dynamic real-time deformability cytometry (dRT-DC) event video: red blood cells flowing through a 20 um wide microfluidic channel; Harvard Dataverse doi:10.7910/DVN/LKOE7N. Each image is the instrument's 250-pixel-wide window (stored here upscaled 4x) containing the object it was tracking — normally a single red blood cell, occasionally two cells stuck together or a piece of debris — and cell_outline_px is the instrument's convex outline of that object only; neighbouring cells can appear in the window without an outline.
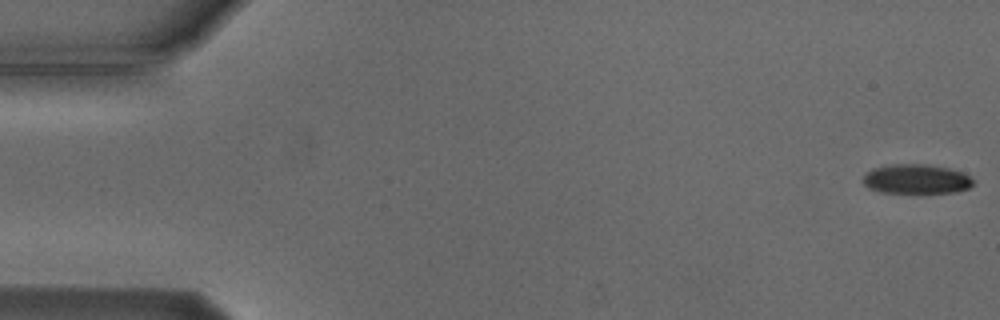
{"species": "Egyptian fruit bat (a non-hibernating species)", "species_latin": "Rousettus aegyptiacus", "temperature_condition": "cold", "stored_images_in_passage": 5, "camera_frame_rate_fps": 3000, "um_per_image_px": 0.085, "animal": {"sex": "male"}, "frame": {"image": 1, "passage_image": 1, "time_ms": 0.0, "image_size_px": [1000, 320], "cell_outline_px": [[972, 184], [968, 188], [956, 192], [880, 192], [868, 188], [864, 184], [864, 172], [872, 168], [892, 164], [928, 164], [948, 168], [960, 172], [968, 176], [972, 180]], "centroid_in_image_um": [77.83, 15.21], "position_along_channel_um": 7.2, "area_um2": 18.73}}
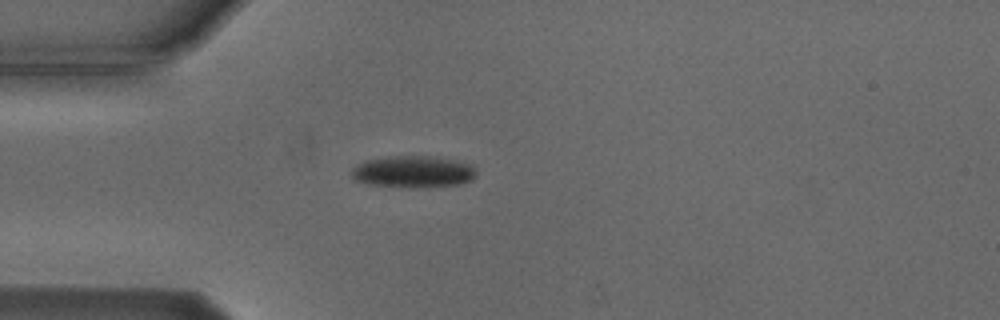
{"frame": {"image": 2, "passage_image": 5, "time_ms": 4.667, "image_size_px": [1000, 320], "cell_outline_px": [[476, 176], [472, 180], [460, 184], [368, 184], [356, 180], [352, 176], [352, 168], [364, 160], [388, 156], [432, 156], [456, 160], [472, 164], [476, 172]], "centroid_in_image_um": [35.14, 14.52], "position_along_channel_um": 49.9, "area_um2": 21.96}}